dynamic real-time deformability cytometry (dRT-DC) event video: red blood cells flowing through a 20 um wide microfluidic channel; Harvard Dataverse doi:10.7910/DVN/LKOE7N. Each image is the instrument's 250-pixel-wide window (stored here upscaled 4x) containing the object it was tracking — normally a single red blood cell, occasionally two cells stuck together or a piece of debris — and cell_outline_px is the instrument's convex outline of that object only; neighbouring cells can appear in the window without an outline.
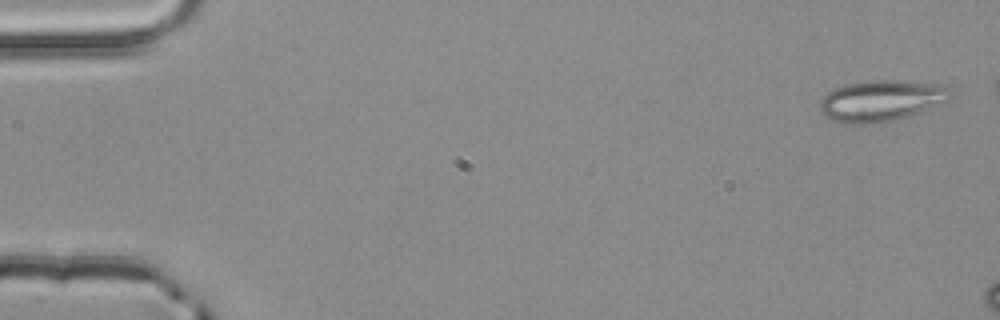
{"species": "common noctule bat (a hibernating species)", "species_latin": "Nyctalus noctula", "temperature_condition": "room temperature", "stored_images_in_passage": 4, "camera_frame_rate_fps": 3000, "um_per_image_px": 0.085, "animal": {"sex": "male", "body_mass_g": 20.4}, "frame": {"image": 1, "passage_image": 1, "time_ms": 0.0, "image_size_px": [1000, 320], "cell_outline_px": [[952, 96], [948, 100], [916, 112], [892, 120], [864, 124], [848, 124], [832, 120], [824, 116], [820, 112], [820, 100], [828, 92], [836, 88], [848, 84], [872, 80], [896, 80], [940, 84], [948, 88], [952, 92]], "centroid_in_image_um": [74.86, 8.55], "position_along_channel_um": 10.1, "area_um2": 30.75}}